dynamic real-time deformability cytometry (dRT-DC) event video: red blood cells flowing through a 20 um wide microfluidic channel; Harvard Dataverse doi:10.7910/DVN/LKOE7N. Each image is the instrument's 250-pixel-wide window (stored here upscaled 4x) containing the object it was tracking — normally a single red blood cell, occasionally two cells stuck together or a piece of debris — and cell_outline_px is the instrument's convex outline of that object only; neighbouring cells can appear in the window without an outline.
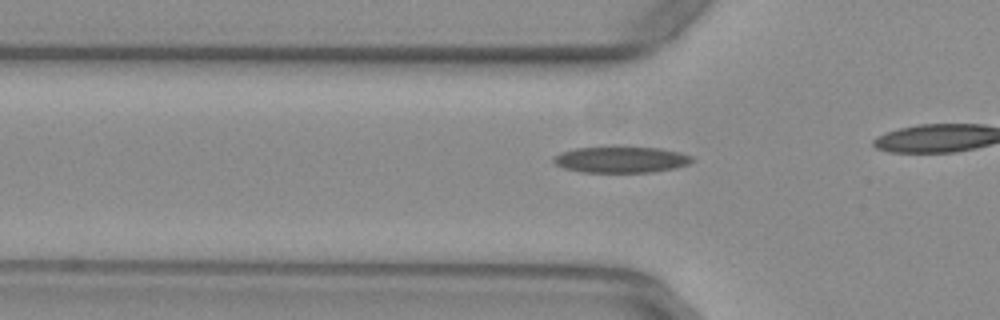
{"species": "common noctule bat (a hibernating species)", "species_latin": "Nyctalus noctula", "temperature_condition": "warm", "stored_images_in_passage": 10, "camera_frame_rate_fps": 3000, "um_per_image_px": 0.085, "animal": {"sex": "female", "body_mass_g": 29.2, "forearm_length_mm": 56.3}, "frame": {"image": 1, "passage_image": 2, "time_ms": 0.333, "image_size_px": [1000, 320], "cell_outline_px": [[696, 160], [688, 164], [676, 168], [652, 172], [580, 172], [564, 168], [556, 164], [552, 160], [552, 156], [560, 152], [576, 148], [612, 144], [616, 144], [660, 148], [680, 152], [692, 156]], "centroid_in_image_um": [52.78, 13.52], "position_along_channel_um": 73.0, "area_um2": 22.25}}
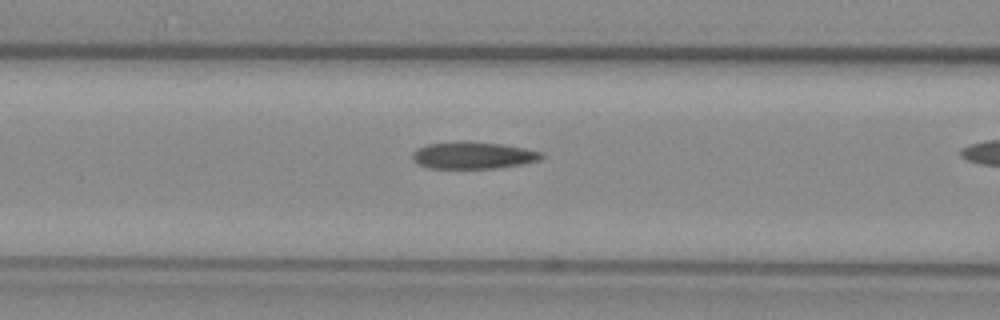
{"frame": {"image": 2, "passage_image": 6, "time_ms": 1.667, "image_size_px": [1000, 320], "cell_outline_px": [[544, 156], [540, 160], [520, 164], [496, 168], [428, 168], [416, 164], [412, 160], [412, 152], [416, 148], [428, 144], [464, 140], [500, 144], [524, 148], [540, 152]], "centroid_in_image_um": [40.14, 13.2], "position_along_channel_um": 126.5, "area_um2": 20.4}}